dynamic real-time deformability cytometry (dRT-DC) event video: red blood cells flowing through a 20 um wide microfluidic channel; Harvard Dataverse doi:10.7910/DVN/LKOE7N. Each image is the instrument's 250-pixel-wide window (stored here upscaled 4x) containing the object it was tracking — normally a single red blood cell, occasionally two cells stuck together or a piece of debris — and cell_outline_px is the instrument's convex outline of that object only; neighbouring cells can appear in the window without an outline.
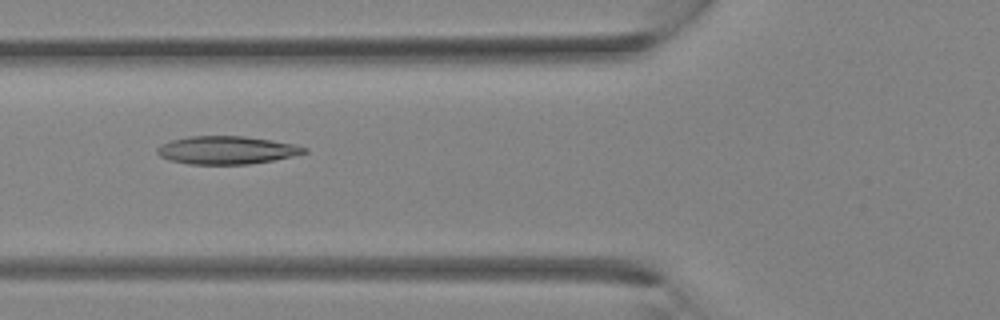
{"species": "Egyptian fruit bat (a non-hibernating species)", "species_latin": "Rousettus aegyptiacus", "temperature_condition": "room temperature", "stored_images_in_passage": 33, "camera_frame_rate_fps": 3000, "um_per_image_px": 0.085, "animal": {"sex": "female"}, "frame": {"image": 1, "passage_image": 13, "time_ms": 4.0, "image_size_px": [1000, 320], "cell_outline_px": [[308, 152], [292, 156], [272, 160], [248, 164], [188, 164], [168, 160], [160, 156], [156, 152], [156, 148], [160, 144], [172, 140], [188, 136], [244, 136], [272, 140], [292, 144], [308, 148]], "centroid_in_image_um": [19.22, 12.76], "position_along_channel_um": 106.6, "area_um2": 23.99}}
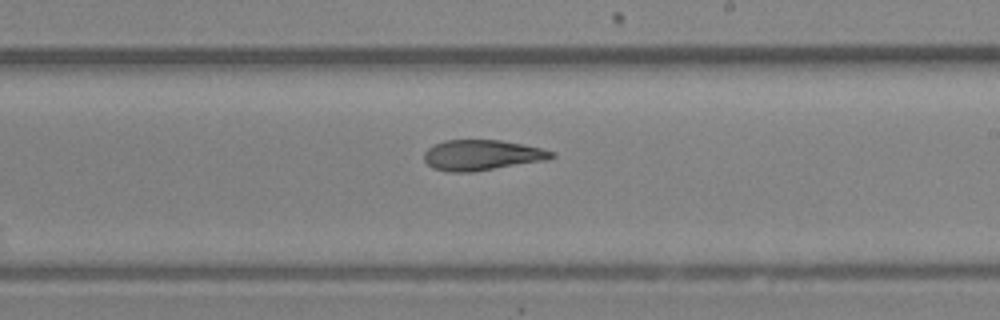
{"frame": {"image": 2, "passage_image": 20, "time_ms": 6.333, "image_size_px": [1000, 320], "cell_outline_px": [[556, 156], [548, 160], [472, 172], [448, 172], [432, 168], [424, 160], [424, 152], [432, 144], [444, 140], [500, 140], [540, 148], [556, 152]], "centroid_in_image_um": [40.95, 13.19], "position_along_channel_um": 248.1, "area_um2": 22.77}}
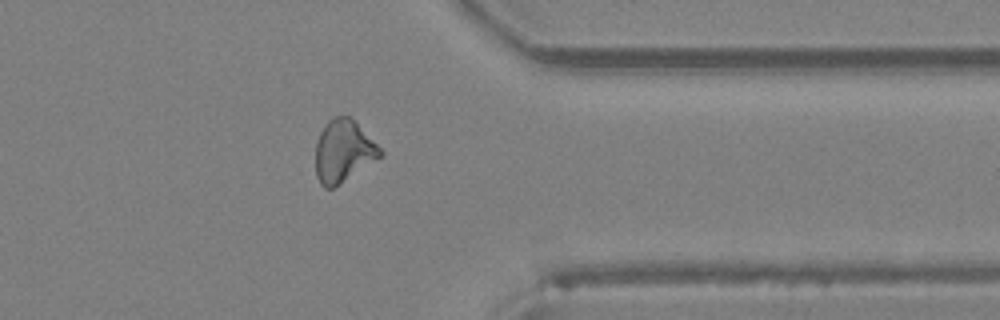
{"frame": {"image": 3, "passage_image": 27, "time_ms": 8.667, "image_size_px": [1000, 320], "cell_outline_px": [[384, 152], [380, 156], [332, 188], [324, 188], [320, 184], [316, 176], [316, 140], [324, 124], [328, 120], [336, 116], [348, 116], [356, 120]], "centroid_in_image_um": [29.16, 12.8], "position_along_channel_um": 382.2, "area_um2": 23.18}}